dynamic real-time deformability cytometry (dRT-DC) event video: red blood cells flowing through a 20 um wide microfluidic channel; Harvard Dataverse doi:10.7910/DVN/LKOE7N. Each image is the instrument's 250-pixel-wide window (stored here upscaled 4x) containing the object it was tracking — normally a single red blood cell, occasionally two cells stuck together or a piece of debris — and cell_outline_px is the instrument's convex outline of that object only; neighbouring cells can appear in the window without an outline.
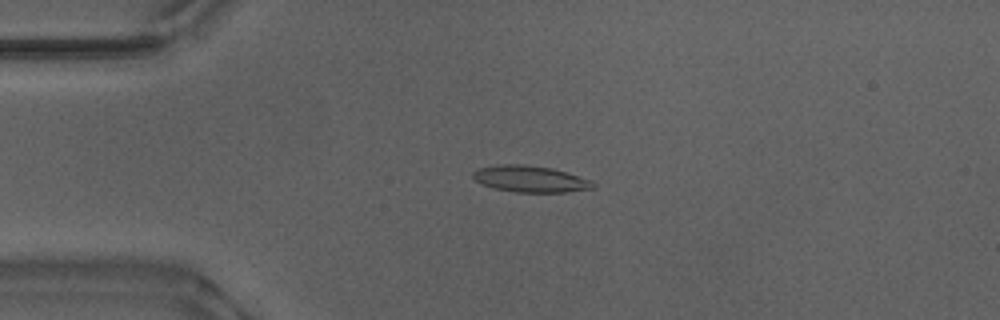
{"species": "Egyptian fruit bat (a non-hibernating species)", "species_latin": "Rousettus aegyptiacus", "temperature_condition": "warm", "stored_images_in_passage": 52, "camera_frame_rate_fps": 3000, "um_per_image_px": 0.085, "animal": {"sex": "male"}, "frame": {"image": 1, "passage_image": 12, "time_ms": 3.667, "image_size_px": [1000, 320], "cell_outline_px": [[596, 184], [592, 188], [568, 192], [516, 192], [492, 188], [480, 184], [472, 176], [472, 172], [480, 168], [500, 164], [520, 164], [552, 168], [592, 180]], "centroid_in_image_um": [45.06, 15.21], "position_along_channel_um": 39.9, "area_um2": 18.5}}
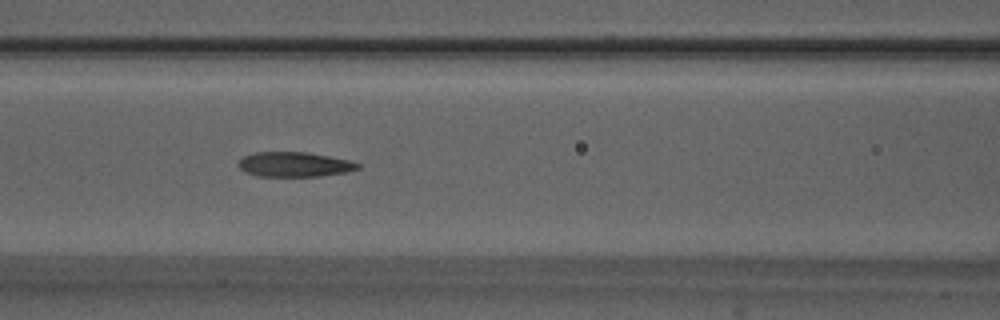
{"frame": {"image": 2, "passage_image": 22, "time_ms": 7.0, "image_size_px": [1000, 320], "cell_outline_px": [[360, 168], [344, 172], [320, 176], [256, 176], [244, 172], [236, 164], [244, 156], [256, 152], [308, 152], [348, 160], [360, 164]], "centroid_in_image_um": [24.98, 13.97], "position_along_channel_um": 141.6, "area_um2": 17.17}}
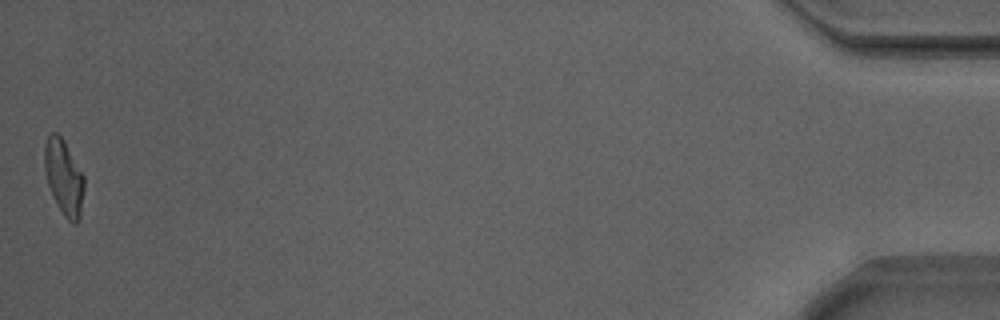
{"frame": {"image": 3, "passage_image": 52, "time_ms": 17.0, "image_size_px": [1000, 320], "cell_outline_px": [[84, 188], [80, 216], [76, 224], [72, 224], [64, 216], [56, 204], [48, 184], [44, 168], [44, 144], [48, 136], [52, 132], [56, 132], [64, 140], [84, 176]], "centroid_in_image_um": [5.42, 15.07], "position_along_channel_um": 429.8, "area_um2": 17.4}, "authors_computed_cell_mechanics": {"area_um2": 17.5134, "velocity_mm_per_s": 3.8925, "shape_relaxation_time_tau1_ms": 10.7406, "shape_relaxation_time_tau2_ms": 1.5524, "deformation_change_tau1": 0.3052, "deformation_change_tau2": 0.0996}}